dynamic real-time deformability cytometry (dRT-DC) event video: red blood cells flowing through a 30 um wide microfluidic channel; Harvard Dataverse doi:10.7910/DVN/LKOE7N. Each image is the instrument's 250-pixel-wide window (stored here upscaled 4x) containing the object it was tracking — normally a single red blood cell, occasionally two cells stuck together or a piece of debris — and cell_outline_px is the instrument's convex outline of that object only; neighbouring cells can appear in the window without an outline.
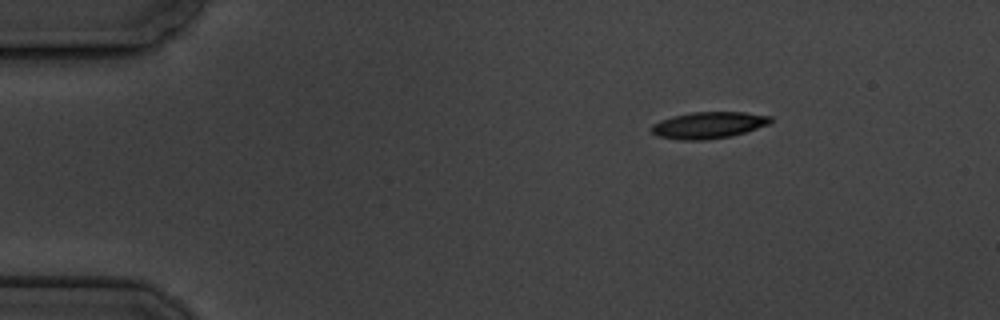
{"species": "common noctule bat (a hibernating species)", "species_latin": "Nyctalus noctula", "temperature_condition": "cold", "stored_images_in_passage": 9, "camera_frame_rate_fps": 3000, "um_per_image_px": 0.085, "animal": {"sex": "male", "body_mass_g": 19.5, "forearm_length_mm": 54.6}, "frame": {"image": 1, "passage_image": 1, "time_ms": 0.0, "image_size_px": [1000, 320], "cell_outline_px": [[772, 120], [768, 124], [732, 136], [704, 140], [680, 140], [656, 136], [652, 132], [652, 124], [660, 120], [672, 116], [692, 112], [744, 112], [772, 116]], "centroid_in_image_um": [60.2, 10.64], "position_along_channel_um": 24.8, "area_um2": 18.44}}
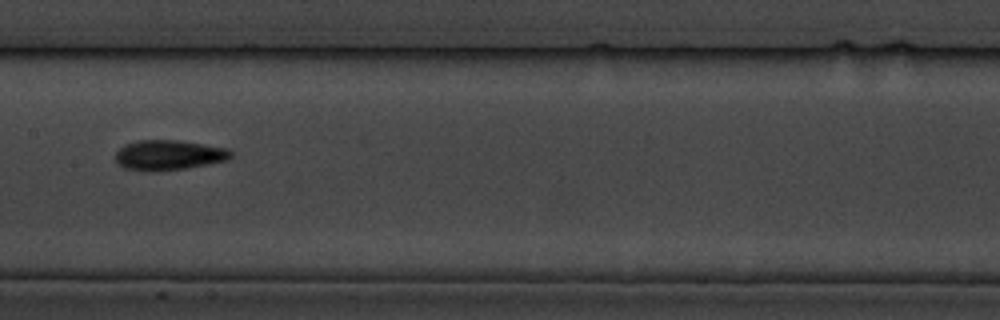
{"frame": {"image": 2, "passage_image": 7, "time_ms": 7.0, "image_size_px": [1000, 320], "cell_outline_px": [[232, 156], [228, 160], [208, 164], [184, 168], [156, 172], [148, 172], [124, 168], [116, 164], [116, 152], [124, 144], [136, 140], [180, 140], [228, 148], [232, 152]], "centroid_in_image_um": [14.32, 13.18], "position_along_channel_um": 193.1, "area_um2": 20.52}}
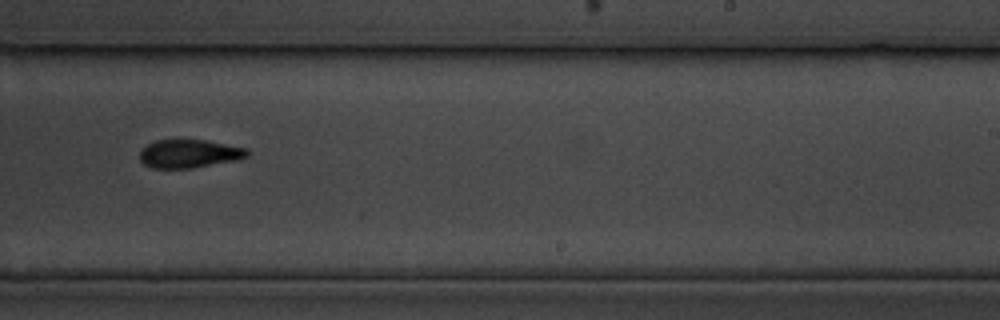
{"frame": {"image": 3, "passage_image": 9, "time_ms": 9.333, "image_size_px": [1000, 320], "cell_outline_px": [[248, 156], [240, 160], [192, 168], [152, 168], [144, 164], [140, 160], [140, 148], [156, 140], [180, 136], [204, 140], [248, 148]], "centroid_in_image_um": [16.06, 13.02], "position_along_channel_um": 272.9, "area_um2": 18.55}}